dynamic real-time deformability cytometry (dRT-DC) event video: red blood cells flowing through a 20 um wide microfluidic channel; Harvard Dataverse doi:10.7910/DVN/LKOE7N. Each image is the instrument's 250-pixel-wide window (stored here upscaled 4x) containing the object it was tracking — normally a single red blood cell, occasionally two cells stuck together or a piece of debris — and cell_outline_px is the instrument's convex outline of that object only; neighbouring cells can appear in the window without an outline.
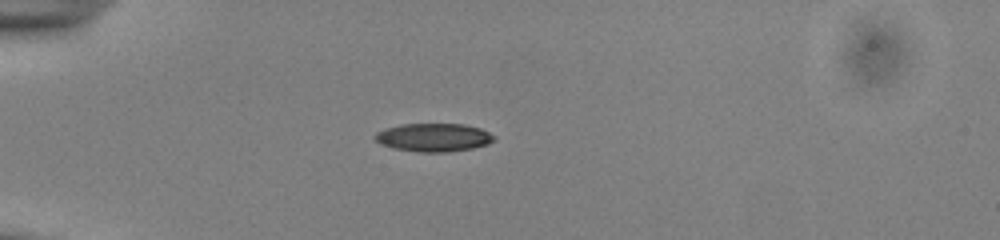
{"species": "common noctule bat (a hibernating species)", "species_latin": "Nyctalus noctula", "temperature_condition": "cold", "stored_images_in_passage": 20, "camera_frame_rate_fps": 3000, "um_per_image_px": 0.085, "animal": {"sex": "male", "body_mass_g": 13.0, "forearm_length_mm": 53.1}, "frame": {"image": 1, "passage_image": 1, "time_ms": 0.0, "image_size_px": [1000, 240], "cell_outline_px": [[496, 140], [488, 144], [472, 148], [448, 152], [420, 152], [392, 148], [380, 144], [372, 136], [376, 132], [384, 128], [400, 124], [464, 124], [480, 128], [496, 136]], "centroid_in_image_um": [36.84, 11.68], "position_along_channel_um": 48.2, "area_um2": 19.83}}
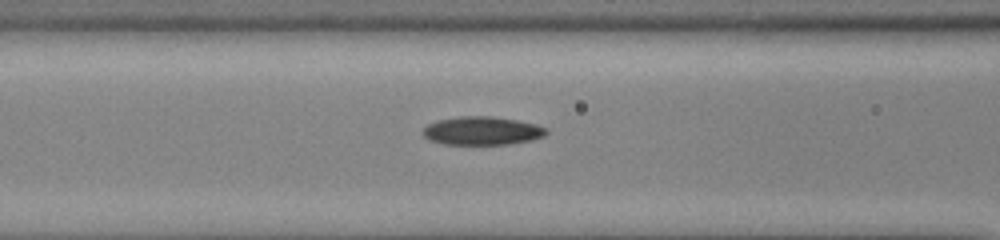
{"frame": {"image": 2, "passage_image": 9, "time_ms": 2.667, "image_size_px": [1000, 240], "cell_outline_px": [[548, 132], [544, 136], [532, 140], [508, 144], [444, 144], [432, 140], [424, 136], [424, 128], [428, 124], [436, 120], [460, 116], [492, 116], [516, 120], [536, 124], [548, 128]], "centroid_in_image_um": [41.02, 11.11], "position_along_channel_um": 125.6, "area_um2": 20.35}}
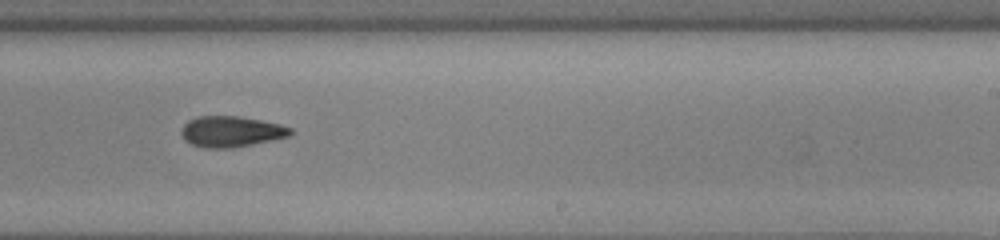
{"frame": {"image": 3, "passage_image": 20, "time_ms": 6.333, "image_size_px": [1000, 240], "cell_outline_px": [[292, 132], [288, 136], [252, 144], [232, 148], [204, 148], [192, 144], [184, 140], [180, 132], [180, 128], [188, 120], [200, 116], [236, 116], [260, 120], [280, 124], [292, 128]], "centroid_in_image_um": [19.6, 11.18], "position_along_channel_um": 269.4, "area_um2": 19.54}}